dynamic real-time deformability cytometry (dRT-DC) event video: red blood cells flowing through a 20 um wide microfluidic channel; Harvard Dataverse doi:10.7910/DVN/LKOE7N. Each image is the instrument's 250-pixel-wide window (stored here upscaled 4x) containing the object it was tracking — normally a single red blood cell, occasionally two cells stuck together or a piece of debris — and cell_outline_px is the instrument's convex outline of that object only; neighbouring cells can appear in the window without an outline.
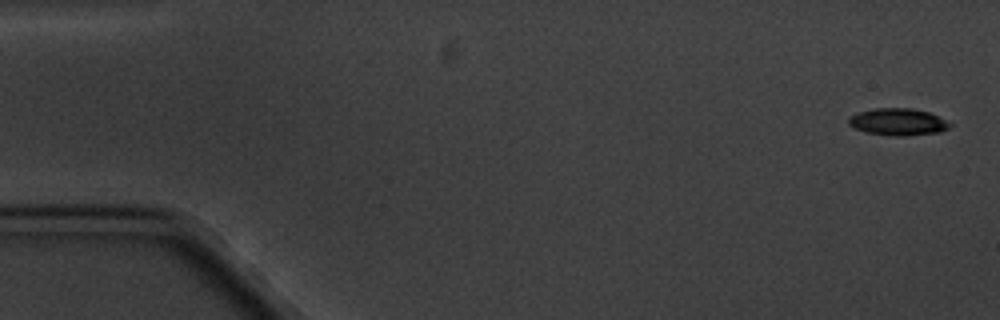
{"species": "common noctule bat (a hibernating species)", "species_latin": "Nyctalus noctula", "temperature_condition": "cold", "stored_images_in_passage": 13, "camera_frame_rate_fps": 3000, "um_per_image_px": 0.085, "animal": {"sex": "male", "body_mass_g": 20.1, "forearm_length_mm": 53.5}, "frame": {"image": 1, "passage_image": 1, "time_ms": 0.0, "image_size_px": [1000, 320], "cell_outline_px": [[952, 124], [948, 128], [940, 132], [904, 136], [896, 136], [864, 132], [848, 124], [848, 116], [856, 112], [876, 108], [912, 108], [928, 112]], "centroid_in_image_um": [76.28, 10.35], "position_along_channel_um": 8.7, "area_um2": 15.9}}
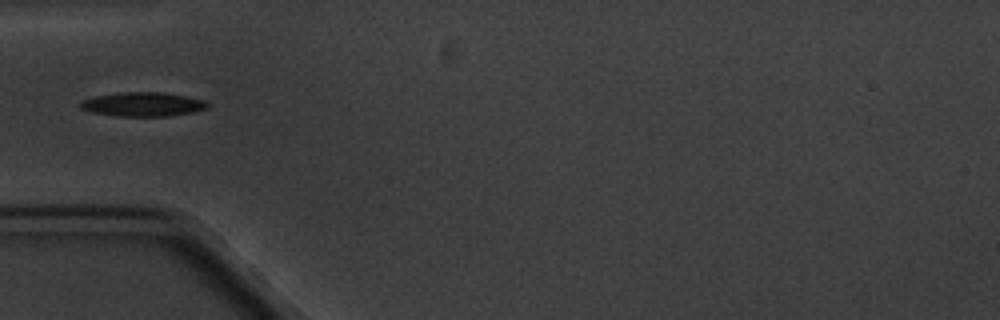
{"frame": {"image": 2, "passage_image": 6, "time_ms": 5.667, "image_size_px": [1000, 320], "cell_outline_px": [[208, 108], [192, 112], [168, 116], [116, 116], [92, 112], [80, 108], [80, 100], [96, 96], [124, 92], [164, 92], [188, 96], [204, 100], [208, 104]], "centroid_in_image_um": [12.15, 8.86], "position_along_channel_um": 72.9, "area_um2": 17.86}}
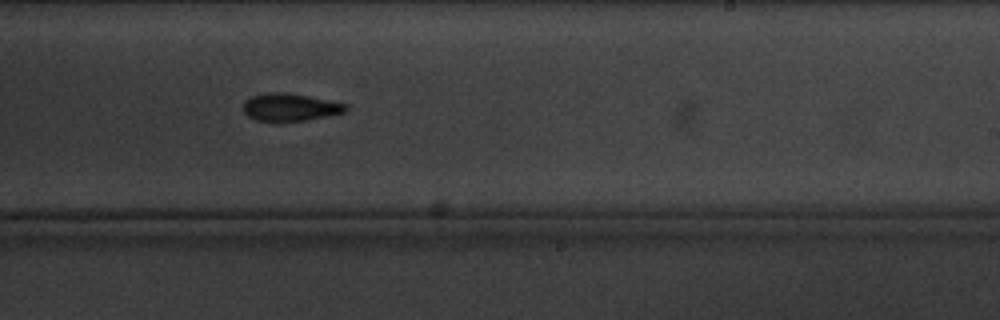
{"frame": {"image": 3, "passage_image": 11, "time_ms": 11.333, "image_size_px": [1000, 320], "cell_outline_px": [[348, 108], [344, 112], [304, 120], [256, 120], [248, 116], [244, 112], [244, 100], [252, 96], [264, 92], [284, 92], [308, 96], [348, 104]], "centroid_in_image_um": [24.63, 9.08], "position_along_channel_um": 264.4, "area_um2": 16.13}}